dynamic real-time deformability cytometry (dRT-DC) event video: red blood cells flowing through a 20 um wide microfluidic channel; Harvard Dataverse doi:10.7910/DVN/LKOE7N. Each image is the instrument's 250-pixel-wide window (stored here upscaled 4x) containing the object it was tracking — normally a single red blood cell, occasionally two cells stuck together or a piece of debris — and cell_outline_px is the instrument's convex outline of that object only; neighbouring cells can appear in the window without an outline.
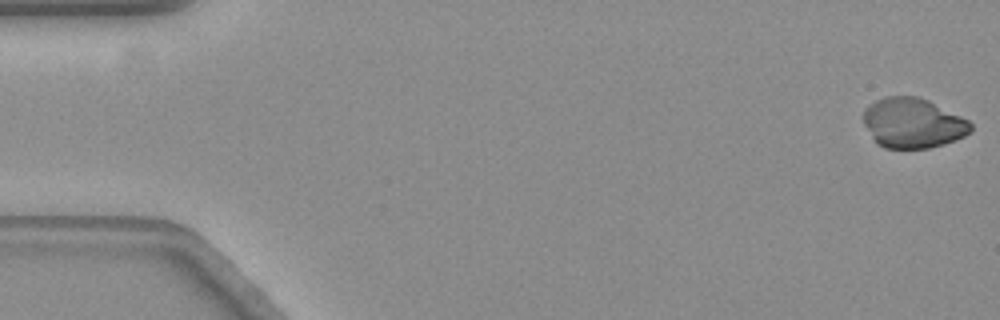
{"species": "common noctule bat (a hibernating species)", "species_latin": "Nyctalus noctula", "temperature_condition": "warm", "stored_images_in_passage": 57, "camera_frame_rate_fps": 3000, "um_per_image_px": 0.085, "animal": {"sex": "female", "body_mass_g": 19.3, "forearm_length_mm": 54.1}, "frame": {"image": 1, "passage_image": 1, "time_ms": 0.0, "image_size_px": [1000, 320], "cell_outline_px": [[972, 128], [964, 136], [944, 144], [928, 148], [884, 148], [872, 136], [864, 124], [864, 108], [868, 104], [884, 96], [920, 96], [968, 120], [972, 124]], "centroid_in_image_um": [77.58, 10.44], "position_along_channel_um": 7.4, "area_um2": 31.04}}